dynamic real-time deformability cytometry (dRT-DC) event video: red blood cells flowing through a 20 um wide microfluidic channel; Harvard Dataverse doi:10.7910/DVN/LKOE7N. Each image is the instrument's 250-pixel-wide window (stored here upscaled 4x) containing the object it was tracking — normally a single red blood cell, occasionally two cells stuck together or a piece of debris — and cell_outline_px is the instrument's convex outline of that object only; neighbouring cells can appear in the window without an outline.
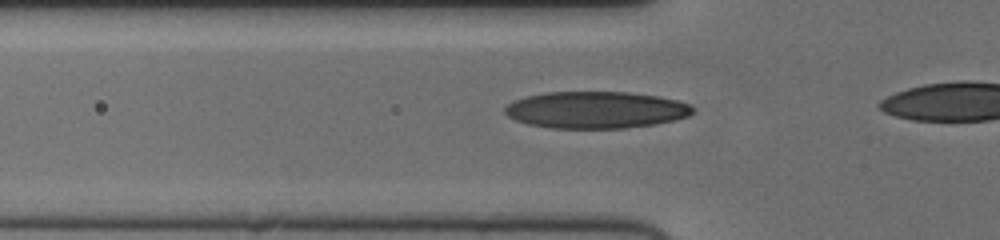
{"species": "human", "species_latin": "Homo sapiens", "temperature_condition": "cold", "stored_images_in_passage": 23, "camera_frame_rate_fps": 3000, "um_per_image_px": 0.085, "donor": {"sex": "female"}, "frame": {"image": 1, "passage_image": 14, "time_ms": 4.333, "image_size_px": [1000, 240], "cell_outline_px": [[692, 112], [688, 116], [676, 120], [656, 124], [624, 128], [552, 128], [528, 124], [516, 120], [508, 116], [504, 112], [504, 108], [512, 100], [544, 92], [628, 92], [656, 96], [676, 100], [688, 104], [692, 108]], "centroid_in_image_um": [50.62, 9.34], "position_along_channel_um": 75.2, "area_um2": 40.29}}
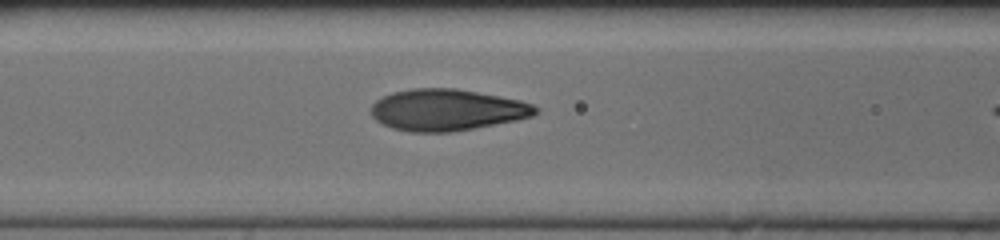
{"frame": {"image": 2, "passage_image": 18, "time_ms": 5.667, "image_size_px": [1000, 240], "cell_outline_px": [[540, 112], [532, 116], [516, 120], [472, 128], [448, 132], [408, 132], [392, 128], [376, 120], [372, 116], [372, 104], [376, 100], [392, 92], [412, 88], [456, 88], [500, 96], [520, 100], [532, 104], [540, 108]], "centroid_in_image_um": [38.0, 9.33], "position_along_channel_um": 128.6, "area_um2": 39.71}}
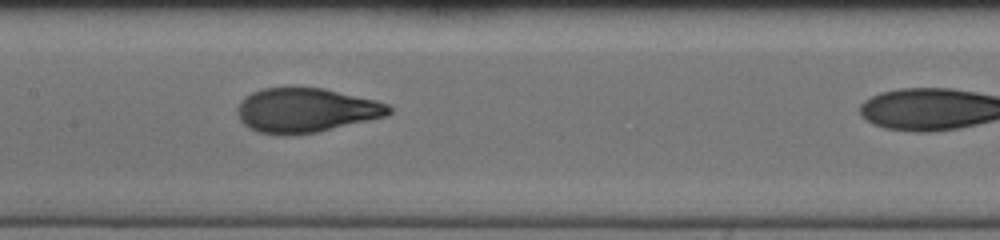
{"frame": {"image": 3, "passage_image": 22, "time_ms": 7.0, "image_size_px": [1000, 240], "cell_outline_px": [[392, 112], [388, 116], [316, 132], [292, 136], [284, 136], [260, 132], [248, 128], [240, 120], [236, 112], [236, 108], [240, 100], [244, 96], [252, 92], [264, 88], [324, 88], [376, 100], [388, 104], [392, 108]], "centroid_in_image_um": [25.99, 9.38], "position_along_channel_um": 181.4, "area_um2": 39.48}}